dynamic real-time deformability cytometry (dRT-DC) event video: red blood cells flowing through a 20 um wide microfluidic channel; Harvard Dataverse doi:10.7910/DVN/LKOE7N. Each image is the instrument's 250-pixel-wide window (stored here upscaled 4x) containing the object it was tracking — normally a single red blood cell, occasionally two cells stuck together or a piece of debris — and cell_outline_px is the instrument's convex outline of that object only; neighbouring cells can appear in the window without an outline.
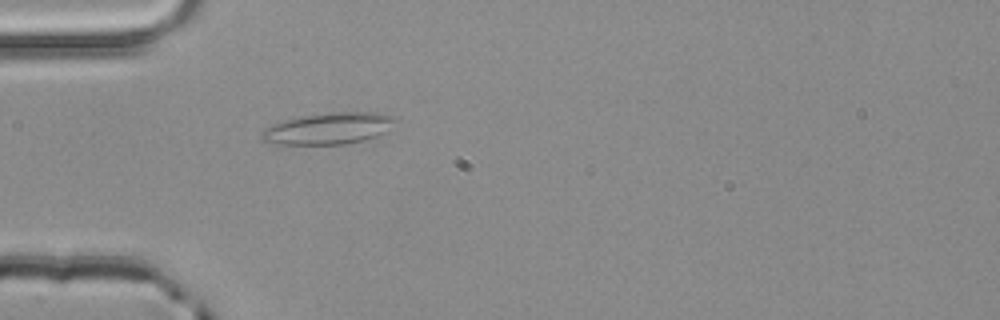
{"species": "common noctule bat (a hibernating species)", "species_latin": "Nyctalus noctula", "temperature_condition": "room temperature", "stored_images_in_passage": 4, "camera_frame_rate_fps": 3000, "um_per_image_px": 0.085, "animal": {"sex": "male", "body_mass_g": 20.4}, "frame": {"image": 1, "passage_image": 4, "time_ms": 1.0, "image_size_px": [1000, 320], "cell_outline_px": [[400, 120], [384, 132], [376, 136], [364, 140], [344, 144], [280, 144], [264, 140], [260, 136], [260, 132], [284, 120], [304, 116], [332, 112], [384, 112], [396, 116]], "centroid_in_image_um": [28.04, 10.9], "position_along_channel_um": 57.0, "area_um2": 24.45}}